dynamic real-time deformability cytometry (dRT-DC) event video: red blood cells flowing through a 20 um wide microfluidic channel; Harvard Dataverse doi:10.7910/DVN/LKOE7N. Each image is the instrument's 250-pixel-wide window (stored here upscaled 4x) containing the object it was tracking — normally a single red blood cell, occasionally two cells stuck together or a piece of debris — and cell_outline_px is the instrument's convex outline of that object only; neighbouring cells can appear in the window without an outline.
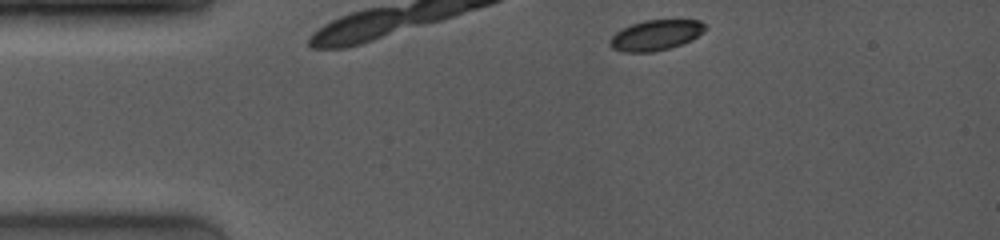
{"species": "common noctule bat (a hibernating species)", "species_latin": "Nyctalus noctula", "temperature_condition": "room temperature", "stored_images_in_passage": 4, "camera_frame_rate_fps": 4000, "um_per_image_px": 0.085, "animal": {"sex": "female", "body_mass_g": 19.0, "forearm_length_mm": 53.3}, "frame": {"image": 1, "passage_image": 1, "time_ms": 0.0, "image_size_px": [1000, 240], "cell_outline_px": [[708, 28], [692, 40], [668, 48], [652, 52], [624, 52], [612, 48], [608, 44], [608, 40], [616, 32], [632, 24], [644, 20], [700, 20], [708, 24]], "centroid_in_image_um": [55.76, 2.98], "position_along_channel_um": 29.2, "area_um2": 16.94}}
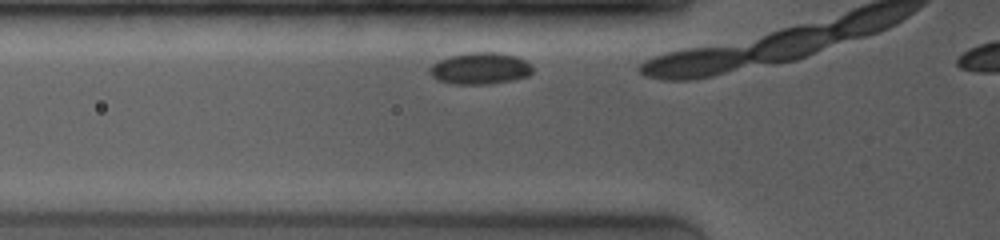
{"frame": {"image": 2, "passage_image": 3, "time_ms": 1.0, "image_size_px": [1000, 240], "cell_outline_px": [[532, 72], [528, 76], [512, 80], [492, 84], [456, 84], [436, 80], [428, 72], [428, 68], [432, 64], [448, 56], [468, 52], [500, 52], [516, 56], [532, 64]], "centroid_in_image_um": [40.8, 5.81], "position_along_channel_um": 85.0, "area_um2": 19.25}}